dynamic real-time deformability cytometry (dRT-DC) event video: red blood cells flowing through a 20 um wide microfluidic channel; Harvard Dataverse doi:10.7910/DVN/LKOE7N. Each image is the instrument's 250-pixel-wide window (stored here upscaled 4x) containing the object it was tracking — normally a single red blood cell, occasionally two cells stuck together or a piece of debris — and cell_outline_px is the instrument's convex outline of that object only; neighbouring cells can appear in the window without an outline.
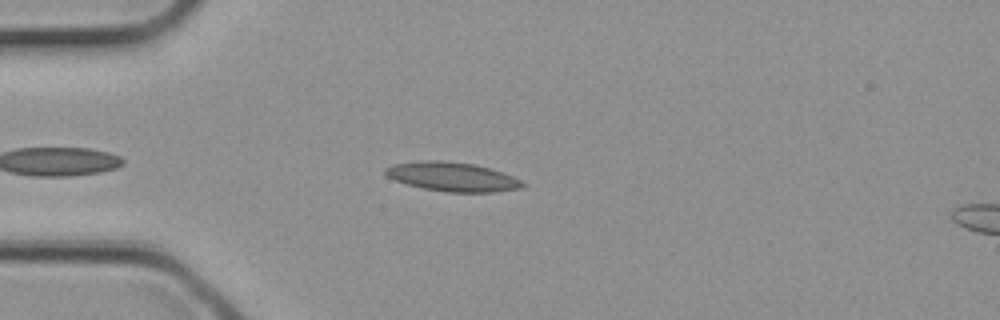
{"species": "common noctule bat (a hibernating species)", "species_latin": "Nyctalus noctula", "temperature_condition": "cold", "stored_images_in_passage": 8, "camera_frame_rate_fps": 3000, "um_per_image_px": 0.085, "animal": {"sex": "female", "body_mass_g": 21.9}, "frame": {"image": 1, "passage_image": 3, "time_ms": 0.667, "image_size_px": [1000, 320], "cell_outline_px": [[524, 184], [520, 188], [492, 192], [444, 192], [424, 188], [408, 184], [396, 180], [388, 176], [384, 172], [384, 168], [392, 164], [424, 160], [440, 160], [476, 164], [512, 176], [520, 180]], "centroid_in_image_um": [38.41, 15.01], "position_along_channel_um": 46.6, "area_um2": 23.0}}
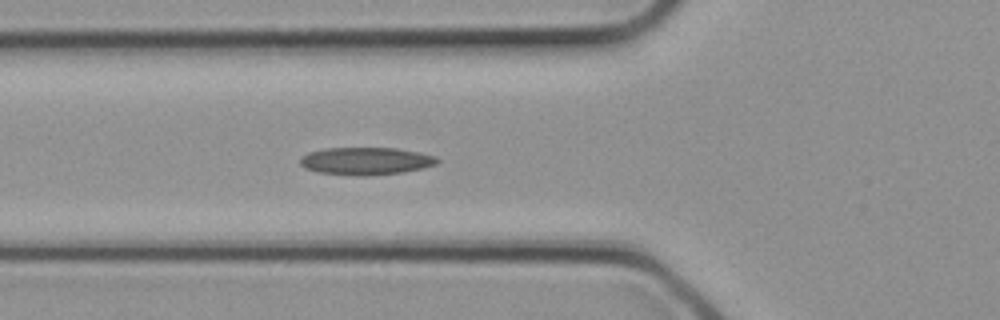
{"frame": {"image": 2, "passage_image": 6, "time_ms": 1.667, "image_size_px": [1000, 320], "cell_outline_px": [[440, 160], [436, 164], [404, 172], [368, 176], [356, 176], [320, 172], [304, 168], [300, 164], [300, 160], [308, 152], [324, 148], [396, 148], [420, 152], [436, 156]], "centroid_in_image_um": [31.11, 13.68], "position_along_channel_um": 94.7, "area_um2": 22.02}}
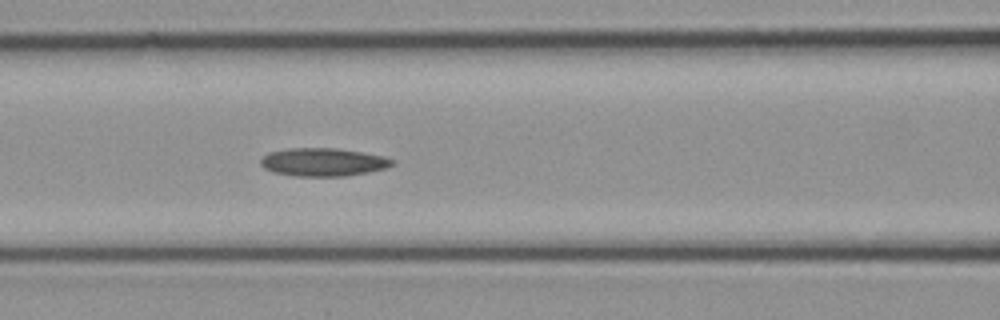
{"frame": {"image": 3, "passage_image": 8, "time_ms": 2.333, "image_size_px": [1000, 320], "cell_outline_px": [[396, 164], [384, 168], [368, 172], [344, 176], [296, 176], [272, 172], [264, 168], [260, 164], [260, 160], [268, 152], [288, 148], [336, 148], [384, 156], [396, 160]], "centroid_in_image_um": [27.46, 13.77], "position_along_channel_um": 139.1, "area_um2": 21.62}}